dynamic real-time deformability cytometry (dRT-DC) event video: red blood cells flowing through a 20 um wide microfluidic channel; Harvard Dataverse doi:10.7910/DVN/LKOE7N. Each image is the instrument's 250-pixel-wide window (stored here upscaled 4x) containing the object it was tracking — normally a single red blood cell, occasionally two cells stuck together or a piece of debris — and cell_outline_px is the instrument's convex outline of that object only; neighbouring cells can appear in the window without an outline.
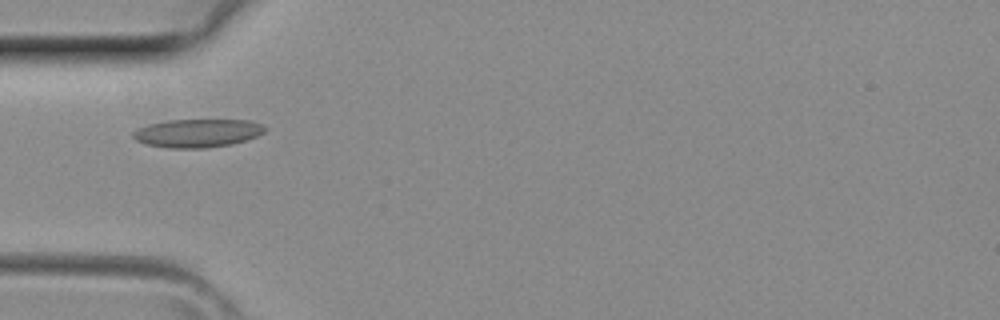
{"species": "common noctule bat (a hibernating species)", "species_latin": "Nyctalus noctula", "temperature_condition": "room temperature", "stored_images_in_passage": 2, "camera_frame_rate_fps": 3000, "um_per_image_px": 0.085, "animal": {"sex": "female", "body_mass_g": 29.2, "forearm_length_mm": 56.3}, "frame": {"image": 1, "passage_image": 2, "time_ms": 0.333, "image_size_px": [1000, 320], "cell_outline_px": [[268, 128], [264, 132], [256, 136], [232, 144], [204, 148], [168, 148], [144, 144], [136, 140], [132, 136], [132, 132], [136, 128], [148, 124], [168, 120], [252, 120]], "centroid_in_image_um": [16.74, 11.31], "position_along_channel_um": 68.3, "area_um2": 21.85}}